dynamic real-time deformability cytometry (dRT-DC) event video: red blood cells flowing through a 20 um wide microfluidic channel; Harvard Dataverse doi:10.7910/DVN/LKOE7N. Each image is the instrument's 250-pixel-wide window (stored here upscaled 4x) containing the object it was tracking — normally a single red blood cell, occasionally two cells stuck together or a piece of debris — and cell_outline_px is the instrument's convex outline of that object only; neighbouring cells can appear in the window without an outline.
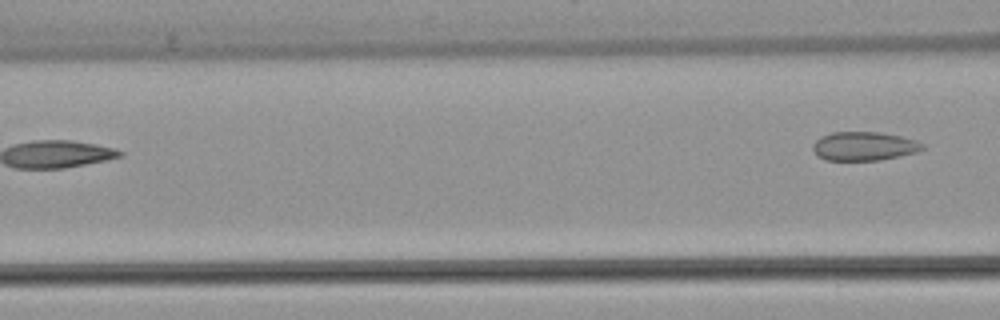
{"species": "common noctule bat (a hibernating species)", "species_latin": "Nyctalus noctula", "temperature_condition": "warm", "stored_images_in_passage": 5, "camera_frame_rate_fps": 3000, "um_per_image_px": 0.085, "animal": {"sex": "female", "body_mass_g": 22.7, "forearm_length_mm": 54.2}, "frame": {"image": 1, "passage_image": 5, "time_ms": 5.0, "image_size_px": [1000, 320], "cell_outline_px": [[924, 148], [916, 152], [880, 160], [824, 160], [812, 148], [812, 144], [820, 136], [832, 132], [880, 132], [900, 136], [916, 140], [924, 144]], "centroid_in_image_um": [73.43, 12.41], "position_along_channel_um": 93.2, "area_um2": 18.32}}